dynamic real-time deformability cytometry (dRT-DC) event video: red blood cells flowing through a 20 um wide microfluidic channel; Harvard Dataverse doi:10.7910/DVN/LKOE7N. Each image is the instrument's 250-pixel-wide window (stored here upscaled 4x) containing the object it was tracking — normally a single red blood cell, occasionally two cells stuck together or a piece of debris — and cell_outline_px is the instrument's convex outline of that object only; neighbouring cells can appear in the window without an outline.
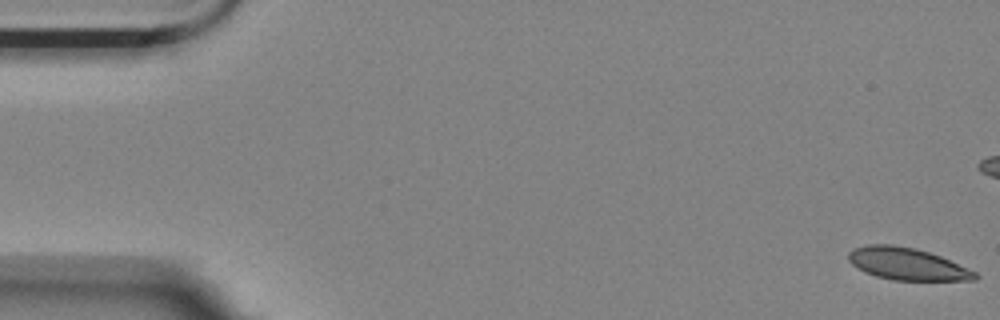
{"species": "Egyptian fruit bat (a non-hibernating species)", "species_latin": "Rousettus aegyptiacus", "temperature_condition": "room temperature", "stored_images_in_passage": 58, "camera_frame_rate_fps": 3000, "um_per_image_px": 0.085, "animal": {"sex": "female"}, "frame": {"image": 1, "passage_image": 1, "time_ms": 0.0, "image_size_px": [1000, 320], "cell_outline_px": [[980, 276], [976, 280], [892, 280], [876, 276], [864, 272], [852, 264], [848, 260], [848, 252], [856, 248], [868, 244], [892, 244], [916, 248], [940, 256], [976, 272]], "centroid_in_image_um": [77.09, 22.43], "position_along_channel_um": 7.9, "area_um2": 23.64}}
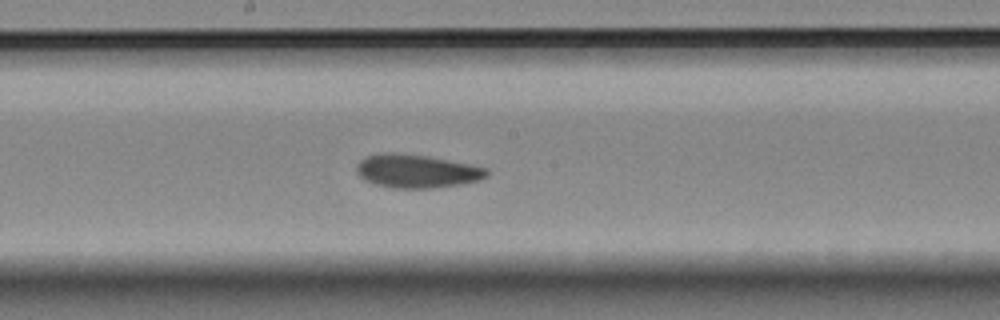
{"frame": {"image": 2, "passage_image": 30, "time_ms": 9.667, "image_size_px": [1000, 320], "cell_outline_px": [[488, 176], [480, 180], [460, 184], [432, 188], [392, 188], [372, 184], [364, 180], [356, 172], [356, 164], [364, 156], [380, 152], [392, 152], [428, 156], [488, 168]], "centroid_in_image_um": [35.36, 14.54], "position_along_channel_um": 212.8, "area_um2": 25.61}}
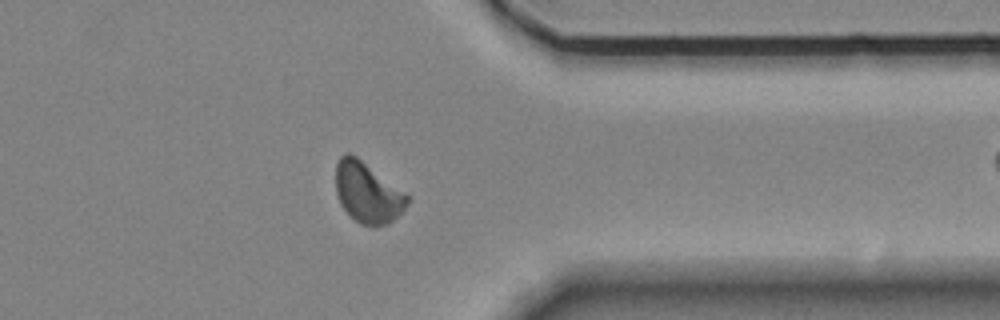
{"frame": {"image": 3, "passage_image": 45, "time_ms": 14.667, "image_size_px": [1000, 320], "cell_outline_px": [[412, 196], [408, 204], [388, 224], [372, 228], [360, 224], [340, 204], [336, 192], [336, 164], [340, 156], [344, 152], [348, 152], [356, 156]], "centroid_in_image_um": [31.26, 16.37], "position_along_channel_um": 380.1, "area_um2": 25.49}, "authors_computed_cell_mechanics": {"area_um2": 24.6806, "velocity_mm_per_s": 3.5096, "shape_relaxation_time_tau1_ms": 8.0001, "shape_relaxation_time_tau2_ms": 2.4278, "deformation_change_tau1": 0.1528, "deformation_change_tau2": 0.071}}